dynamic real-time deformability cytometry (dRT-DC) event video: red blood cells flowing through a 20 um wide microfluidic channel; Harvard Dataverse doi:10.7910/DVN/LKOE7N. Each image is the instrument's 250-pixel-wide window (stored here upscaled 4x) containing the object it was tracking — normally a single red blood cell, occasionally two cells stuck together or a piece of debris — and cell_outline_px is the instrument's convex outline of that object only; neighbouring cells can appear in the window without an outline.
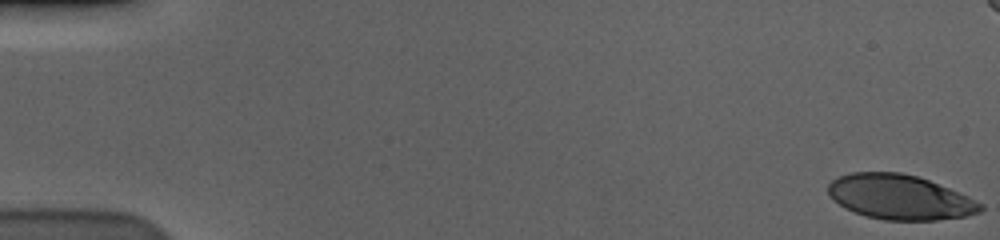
{"species": "human", "species_latin": "Homo sapiens", "temperature_condition": "cold", "stored_images_in_passage": 52, "camera_frame_rate_fps": 3000, "um_per_image_px": 0.085, "donor": {"sex": "male"}, "frame": {"image": 1, "passage_image": 1, "time_ms": 0.0, "image_size_px": [1000, 240], "cell_outline_px": [[984, 208], [980, 212], [964, 216], [936, 220], [884, 220], [864, 216], [844, 208], [832, 200], [828, 192], [828, 184], [832, 180], [840, 176], [852, 172], [900, 172], [916, 176], [928, 180], [948, 188], [984, 204]], "centroid_in_image_um": [76.44, 16.76], "position_along_channel_um": 8.6, "area_um2": 39.65}}
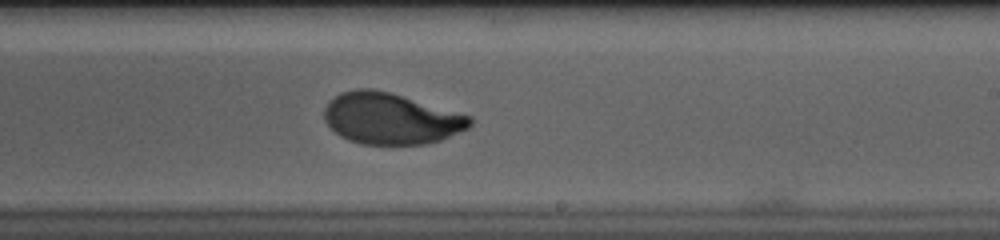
{"frame": {"image": 2, "passage_image": 36, "time_ms": 11.667, "image_size_px": [1000, 240], "cell_outline_px": [[472, 124], [468, 128], [440, 140], [428, 144], [360, 144], [348, 140], [340, 136], [324, 120], [324, 108], [340, 92], [356, 88], [368, 88], [388, 92], [472, 116]], "centroid_in_image_um": [33.21, 10.08], "position_along_channel_um": 255.8, "area_um2": 43.18}}
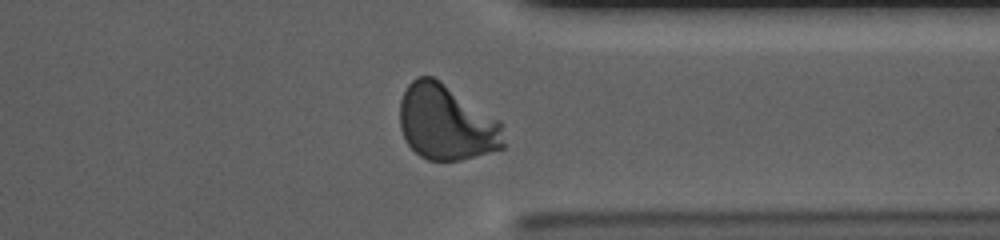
{"frame": {"image": 3, "passage_image": 46, "time_ms": 15.0, "image_size_px": [1000, 240], "cell_outline_px": [[504, 148], [460, 160], [428, 160], [420, 156], [408, 144], [400, 128], [400, 100], [408, 84], [416, 76], [432, 76], [440, 80], [500, 120], [504, 144]], "centroid_in_image_um": [37.92, 10.4], "position_along_channel_um": 373.5, "area_um2": 45.55}}